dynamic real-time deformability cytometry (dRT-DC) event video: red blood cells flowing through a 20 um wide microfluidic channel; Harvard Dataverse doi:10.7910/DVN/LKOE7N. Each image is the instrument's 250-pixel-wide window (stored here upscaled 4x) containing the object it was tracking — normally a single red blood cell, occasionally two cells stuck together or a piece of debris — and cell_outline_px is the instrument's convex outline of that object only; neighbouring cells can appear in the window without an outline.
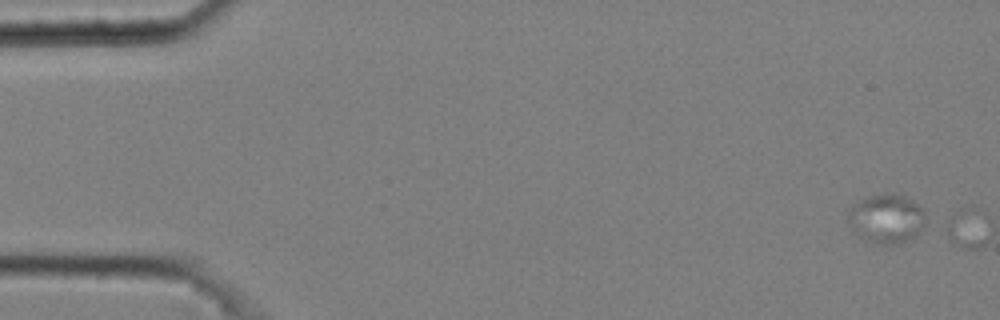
{"species": "common noctule bat (a hibernating species)", "species_latin": "Nyctalus noctula", "temperature_condition": "cold", "stored_images_in_passage": 2, "camera_frame_rate_fps": 3000, "um_per_image_px": 0.085, "animal": {"sex": "male", "body_mass_g": 20.4}, "frame": {"image": 1, "passage_image": 1, "time_ms": 0.0, "image_size_px": [1000, 320], "cell_outline_px": [[924, 224], [912, 236], [896, 244], [880, 244], [868, 240], [852, 232], [848, 220], [848, 212], [852, 204], [868, 196], [892, 192], [904, 196], [912, 200], [924, 208]], "centroid_in_image_um": [75.3, 18.54], "position_along_channel_um": 9.7, "area_um2": 21.96}}